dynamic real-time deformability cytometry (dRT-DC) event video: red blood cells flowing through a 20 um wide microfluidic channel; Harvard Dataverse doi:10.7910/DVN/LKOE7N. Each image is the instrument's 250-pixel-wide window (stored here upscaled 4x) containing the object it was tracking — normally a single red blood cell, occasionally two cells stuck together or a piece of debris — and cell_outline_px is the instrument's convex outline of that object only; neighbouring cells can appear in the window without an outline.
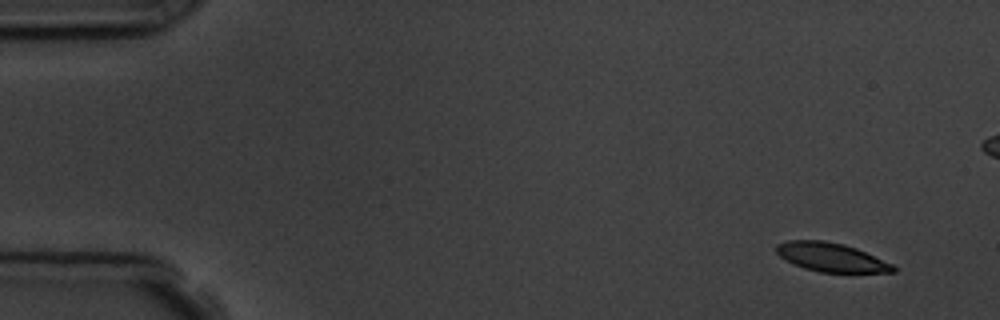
{"species": "common noctule bat (a hibernating species)", "species_latin": "Nyctalus noctula", "temperature_condition": "room temperature", "stored_images_in_passage": 6, "camera_frame_rate_fps": 3000, "um_per_image_px": 0.085, "animal": {"sex": "male", "body_mass_g": 19.5, "forearm_length_mm": 54.6}, "frame": {"image": 1, "passage_image": 1, "time_ms": 0.0, "image_size_px": [1000, 320], "cell_outline_px": [[896, 272], [820, 272], [804, 268], [784, 260], [776, 252], [776, 244], [788, 240], [820, 240], [844, 244], [856, 248], [892, 264], [896, 268]], "centroid_in_image_um": [70.61, 21.86], "position_along_channel_um": 14.4, "area_um2": 19.48}}